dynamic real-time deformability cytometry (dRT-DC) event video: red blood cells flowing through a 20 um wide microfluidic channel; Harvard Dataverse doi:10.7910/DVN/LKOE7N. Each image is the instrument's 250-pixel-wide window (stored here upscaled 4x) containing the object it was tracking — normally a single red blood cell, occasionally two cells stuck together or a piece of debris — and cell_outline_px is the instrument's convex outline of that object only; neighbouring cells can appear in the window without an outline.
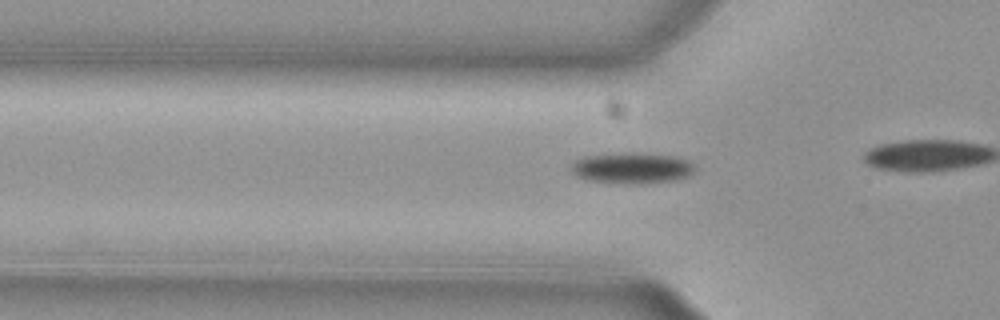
{"species": "common noctule bat (a hibernating species)", "species_latin": "Nyctalus noctula", "temperature_condition": "cold", "stored_images_in_passage": 23, "camera_frame_rate_fps": 3000, "um_per_image_px": 0.085, "animal": {"sex": "female", "body_mass_g": 29.2, "forearm_length_mm": 56.3}, "frame": {"image": 1, "passage_image": 17, "time_ms": 5.333, "image_size_px": [1000, 320], "cell_outline_px": [[692, 172], [688, 176], [676, 180], [640, 184], [632, 184], [588, 180], [576, 176], [572, 172], [572, 164], [576, 160], [584, 156], [624, 152], [632, 152], [676, 156], [688, 160], [692, 164]], "centroid_in_image_um": [53.7, 14.27], "position_along_channel_um": 72.1, "area_um2": 22.31}}